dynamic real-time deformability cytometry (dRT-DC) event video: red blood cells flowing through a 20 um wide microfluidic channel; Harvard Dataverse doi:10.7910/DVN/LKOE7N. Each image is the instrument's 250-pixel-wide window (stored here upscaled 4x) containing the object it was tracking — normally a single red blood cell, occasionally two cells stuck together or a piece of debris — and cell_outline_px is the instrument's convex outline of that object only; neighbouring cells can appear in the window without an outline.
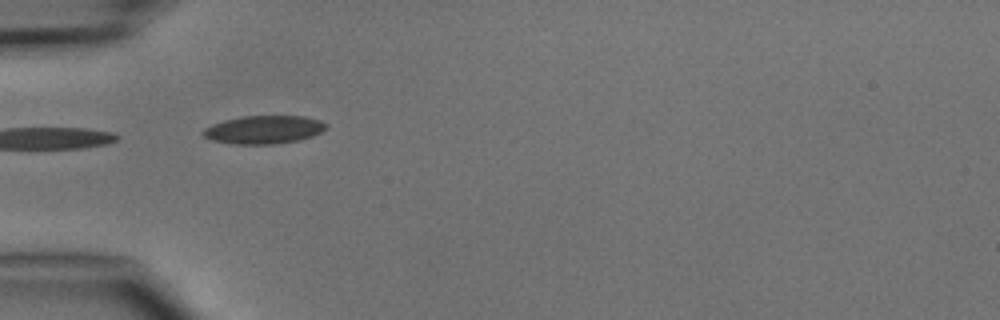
{"species": "common noctule bat (a hibernating species)", "species_latin": "Nyctalus noctula", "temperature_condition": "cold", "stored_images_in_passage": 3, "camera_frame_rate_fps": 3000, "um_per_image_px": 0.085, "animal": {"sex": "male", "body_mass_g": 15.6}, "frame": {"image": 1, "passage_image": 1, "time_ms": 0.0, "image_size_px": [1000, 320], "cell_outline_px": [[328, 128], [312, 136], [300, 140], [272, 144], [236, 144], [212, 140], [204, 136], [200, 132], [204, 128], [212, 124], [224, 120], [244, 116], [304, 116], [320, 120], [328, 124]], "centroid_in_image_um": [22.44, 11.02], "position_along_channel_um": 62.6, "area_um2": 20.23}}